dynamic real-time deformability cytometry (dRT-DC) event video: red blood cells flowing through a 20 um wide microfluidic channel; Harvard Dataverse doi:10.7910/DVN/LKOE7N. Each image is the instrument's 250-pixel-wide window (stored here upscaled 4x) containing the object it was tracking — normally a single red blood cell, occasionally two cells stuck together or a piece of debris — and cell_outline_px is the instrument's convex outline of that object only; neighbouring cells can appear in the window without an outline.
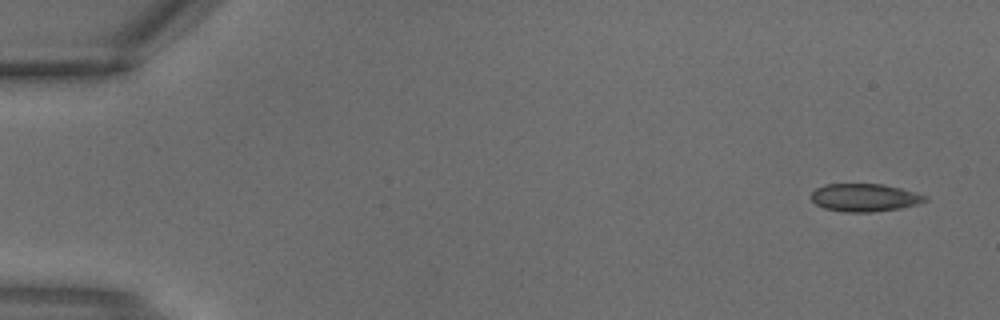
{"species": "common noctule bat (a hibernating species)", "species_latin": "Nyctalus noctula", "temperature_condition": "warm", "stored_images_in_passage": 3, "camera_frame_rate_fps": 3000, "um_per_image_px": 0.085, "animal": {"sex": "male", "body_mass_g": 18.8}, "frame": {"image": 1, "passage_image": 1, "time_ms": 0.0, "image_size_px": [1000, 320], "cell_outline_px": [[928, 200], [920, 204], [900, 208], [872, 212], [844, 212], [824, 208], [816, 204], [812, 200], [812, 192], [816, 188], [824, 184], [884, 184], [916, 192], [928, 196]], "centroid_in_image_um": [73.53, 16.79], "position_along_channel_um": 11.5, "area_um2": 18.61}}
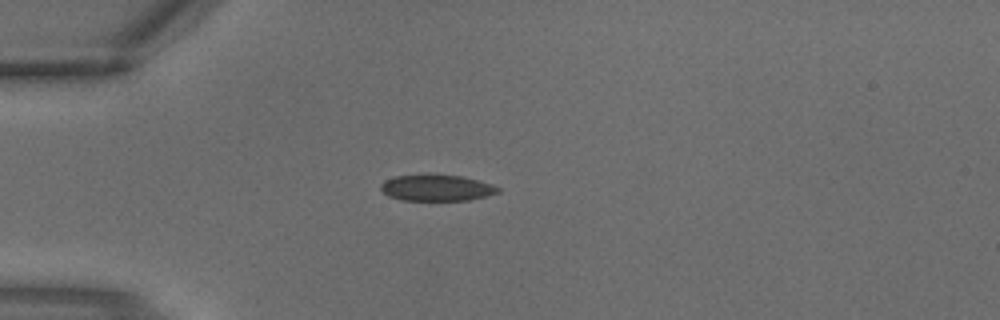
{"frame": {"image": 2, "passage_image": 3, "time_ms": 0.667, "image_size_px": [1000, 320], "cell_outline_px": [[500, 192], [468, 200], [400, 200], [388, 196], [380, 188], [380, 184], [384, 180], [396, 176], [428, 172], [460, 176], [492, 184], [500, 188]], "centroid_in_image_um": [37.06, 15.93], "position_along_channel_um": 47.9, "area_um2": 18.32}}